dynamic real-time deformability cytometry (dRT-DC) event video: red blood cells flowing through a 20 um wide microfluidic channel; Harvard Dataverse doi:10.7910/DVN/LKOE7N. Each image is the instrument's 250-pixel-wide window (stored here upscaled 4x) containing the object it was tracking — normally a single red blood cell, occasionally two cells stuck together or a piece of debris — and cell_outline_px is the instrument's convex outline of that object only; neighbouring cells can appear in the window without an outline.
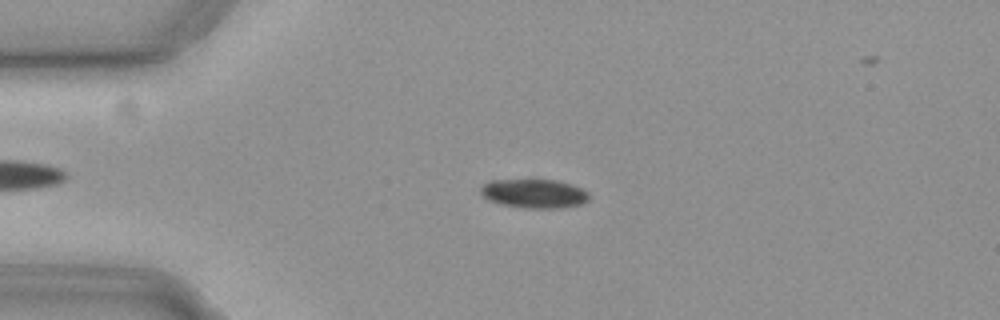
{"species": "common noctule bat (a hibernating species)", "species_latin": "Nyctalus noctula", "temperature_condition": "cold", "stored_images_in_passage": 24, "camera_frame_rate_fps": 3000, "um_per_image_px": 0.085, "animal": {"sex": "female", "body_mass_g": 19.3, "forearm_length_mm": 54.1}, "frame": {"image": 1, "passage_image": 13, "time_ms": 4.0, "image_size_px": [1000, 320], "cell_outline_px": [[588, 200], [580, 204], [560, 208], [524, 208], [500, 204], [488, 200], [480, 192], [480, 188], [488, 180], [556, 180], [572, 184], [588, 192]], "centroid_in_image_um": [45.38, 16.45], "position_along_channel_um": 39.6, "area_um2": 18.26}}
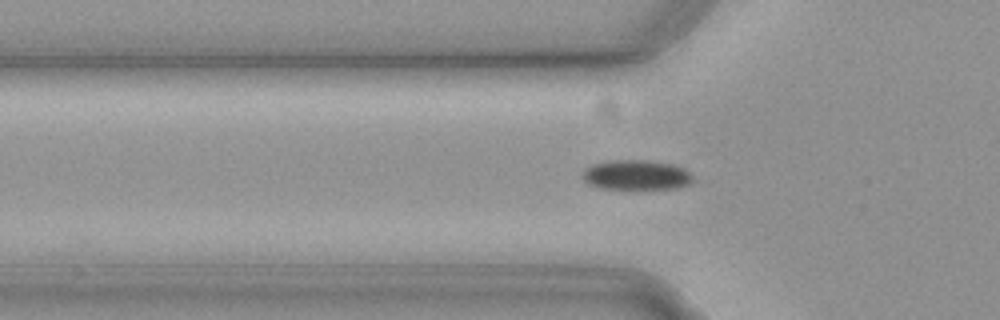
{"frame": {"image": 2, "passage_image": 18, "time_ms": 5.667, "image_size_px": [1000, 320], "cell_outline_px": [[692, 184], [680, 188], [600, 188], [588, 184], [584, 180], [584, 172], [592, 164], [608, 160], [648, 160], [672, 164], [684, 168], [692, 176]], "centroid_in_image_um": [54.12, 14.86], "position_along_channel_um": 71.7, "area_um2": 19.07}}
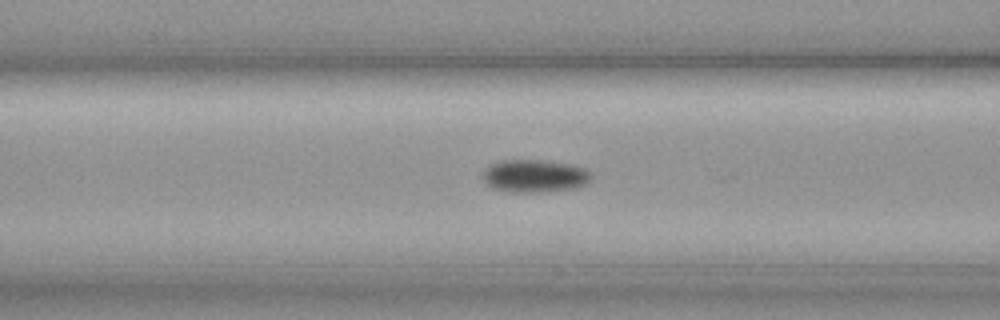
{"frame": {"image": 3, "passage_image": 22, "time_ms": 7.0, "image_size_px": [1000, 320], "cell_outline_px": [[592, 180], [588, 184], [576, 188], [540, 192], [508, 192], [492, 188], [484, 184], [480, 176], [484, 168], [492, 164], [504, 160], [536, 160], [568, 164], [584, 168], [592, 176]], "centroid_in_image_um": [45.39, 14.98], "position_along_channel_um": 121.2, "area_um2": 20.92}}